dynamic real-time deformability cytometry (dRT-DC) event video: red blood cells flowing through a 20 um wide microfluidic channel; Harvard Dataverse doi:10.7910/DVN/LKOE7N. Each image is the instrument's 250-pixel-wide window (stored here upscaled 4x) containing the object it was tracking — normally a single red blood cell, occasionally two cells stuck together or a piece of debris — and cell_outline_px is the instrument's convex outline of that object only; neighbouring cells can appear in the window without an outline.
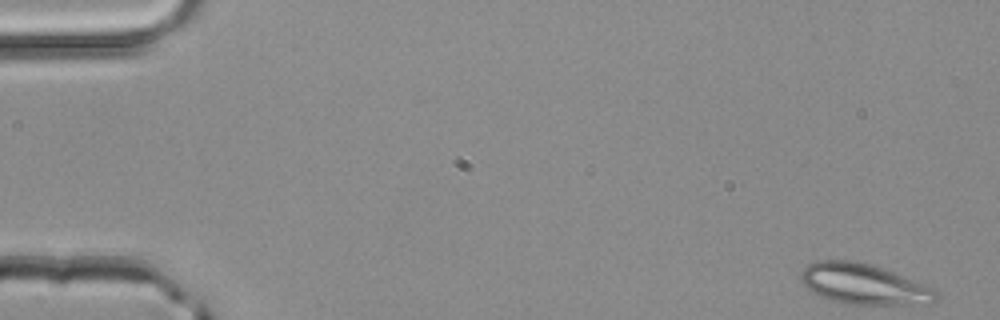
{"species": "common noctule bat (a hibernating species)", "species_latin": "Nyctalus noctula", "temperature_condition": "room temperature", "stored_images_in_passage": 49, "camera_frame_rate_fps": 3000, "um_per_image_px": 0.085, "animal": {"sex": "male", "body_mass_g": 20.4}, "frame": {"image": 1, "passage_image": 1, "time_ms": 0.0, "image_size_px": [1000, 320], "cell_outline_px": [[936, 300], [932, 304], [844, 304], [820, 296], [812, 292], [800, 280], [800, 272], [808, 264], [816, 260], [848, 260], [868, 264], [892, 272], [936, 288]], "centroid_in_image_um": [73.4, 24.16], "position_along_channel_um": 11.6, "area_um2": 31.73}}
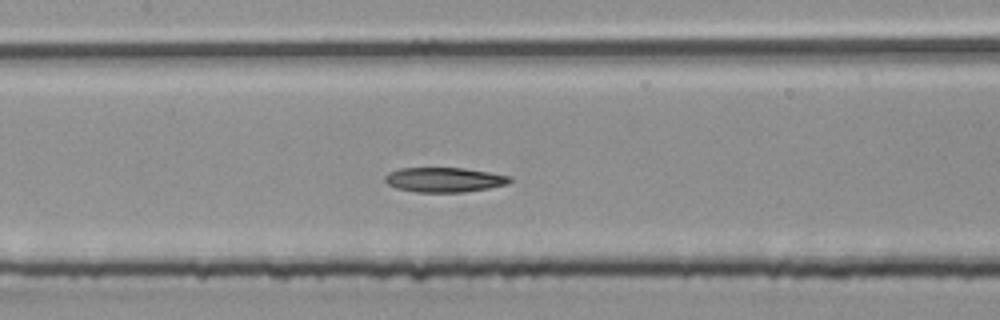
{"frame": {"image": 2, "passage_image": 23, "time_ms": 7.333, "image_size_px": [1000, 320], "cell_outline_px": [[512, 180], [508, 184], [488, 188], [464, 192], [416, 192], [396, 188], [388, 184], [384, 180], [384, 176], [388, 172], [400, 168], [464, 168], [512, 176]], "centroid_in_image_um": [37.76, 15.28], "position_along_channel_um": 169.6, "area_um2": 18.03}}
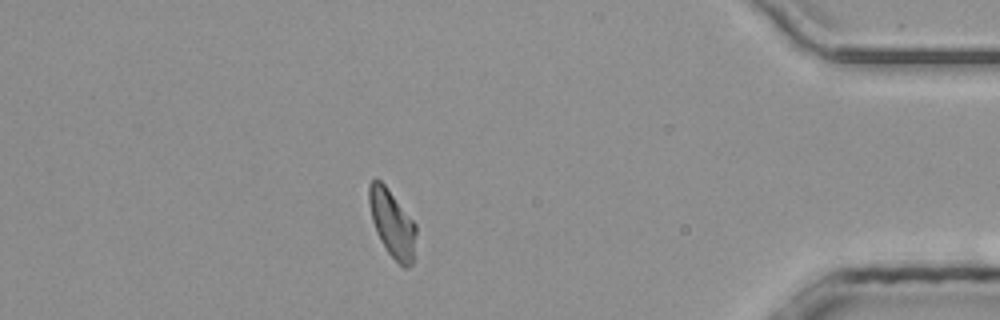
{"frame": {"image": 3, "passage_image": 43, "time_ms": 14.0, "image_size_px": [1000, 320], "cell_outline_px": [[416, 232], [412, 264], [408, 268], [404, 268], [388, 252], [380, 240], [376, 232], [372, 220], [368, 204], [368, 184], [372, 180], [380, 180], [384, 184], [416, 224]], "centroid_in_image_um": [33.31, 18.99], "position_along_channel_um": 401.9, "area_um2": 18.26}, "authors_computed_cell_mechanics": {"area_um2": 18.6694, "velocity_mm_per_s": 4.1464, "shape_relaxation_time_tau1_ms": 7.3945, "shape_relaxation_time_tau2_ms": 7.4922, "deformation_change_tau1": 0.1533, "deformation_change_tau2": 0.1406}}